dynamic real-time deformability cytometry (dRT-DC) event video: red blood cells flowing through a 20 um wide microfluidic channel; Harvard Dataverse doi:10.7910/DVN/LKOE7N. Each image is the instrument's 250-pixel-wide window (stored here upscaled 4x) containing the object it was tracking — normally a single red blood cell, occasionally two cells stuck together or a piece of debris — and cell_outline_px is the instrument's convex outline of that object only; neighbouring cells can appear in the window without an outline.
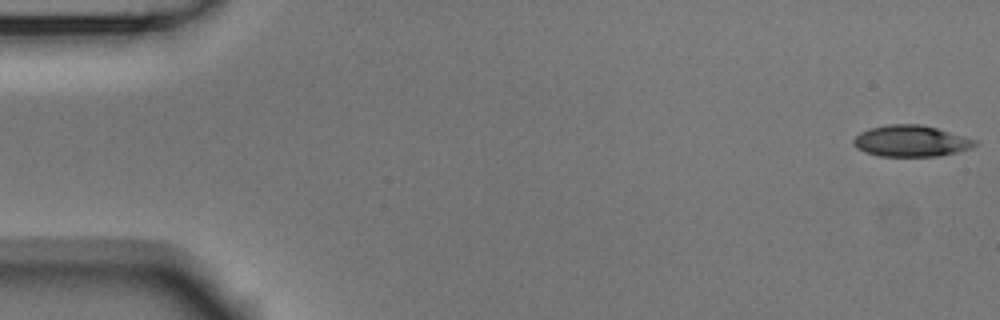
{"species": "Egyptian fruit bat (a non-hibernating species)", "species_latin": "Rousettus aegyptiacus", "temperature_condition": "room temperature", "stored_images_in_passage": 54, "camera_frame_rate_fps": 3000, "um_per_image_px": 0.085, "animal": {"sex": "male"}, "frame": {"image": 1, "passage_image": 1, "time_ms": 0.0, "image_size_px": [1000, 320], "cell_outline_px": [[976, 144], [972, 148], [956, 152], [936, 156], [880, 156], [864, 152], [856, 148], [852, 144], [852, 140], [860, 132], [868, 128], [888, 124], [920, 124], [936, 128], [964, 136], [976, 140]], "centroid_in_image_um": [77.38, 11.98], "position_along_channel_um": 7.6, "area_um2": 22.14}}
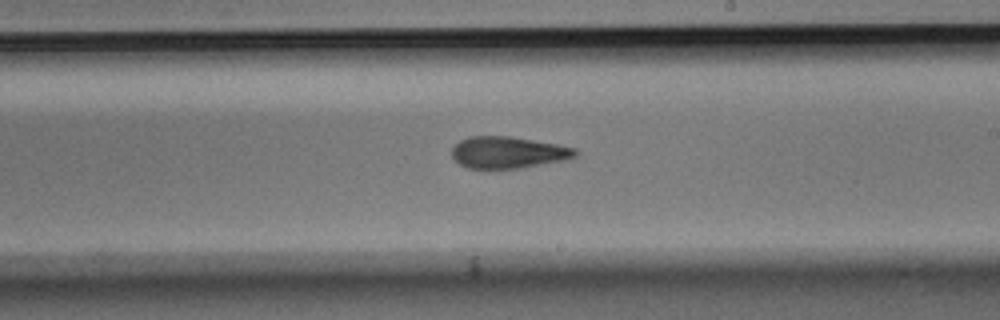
{"frame": {"image": 2, "passage_image": 31, "time_ms": 10.0, "image_size_px": [1000, 320], "cell_outline_px": [[580, 152], [576, 156], [568, 160], [520, 168], [468, 168], [460, 164], [452, 156], [452, 148], [460, 140], [468, 136], [508, 136], [556, 144], [576, 148]], "centroid_in_image_um": [43.22, 12.96], "position_along_channel_um": 245.8, "area_um2": 22.83}}
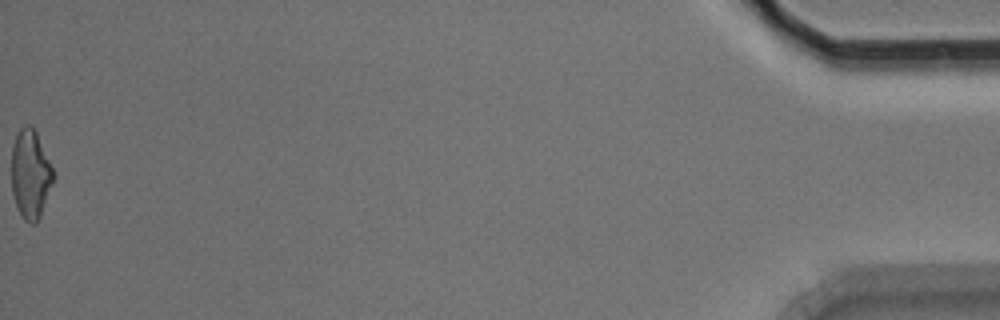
{"frame": {"image": 3, "passage_image": 54, "time_ms": 17.667, "image_size_px": [1000, 320], "cell_outline_px": [[56, 176], [40, 216], [36, 224], [28, 224], [24, 220], [16, 208], [12, 192], [12, 148], [16, 136], [20, 128], [24, 124], [32, 124], [36, 132]], "centroid_in_image_um": [2.59, 14.83], "position_along_channel_um": 432.6, "area_um2": 21.85}, "authors_computed_cell_mechanics": {"area_um2": 22.8021, "velocity_mm_per_s": 3.7453, "shape_relaxation_time_tau1_ms": 6.478, "shape_relaxation_time_tau2_ms": 4.3776, "deformation_change_tau1": 0.1884, "deformation_change_tau2": 0.1309}}